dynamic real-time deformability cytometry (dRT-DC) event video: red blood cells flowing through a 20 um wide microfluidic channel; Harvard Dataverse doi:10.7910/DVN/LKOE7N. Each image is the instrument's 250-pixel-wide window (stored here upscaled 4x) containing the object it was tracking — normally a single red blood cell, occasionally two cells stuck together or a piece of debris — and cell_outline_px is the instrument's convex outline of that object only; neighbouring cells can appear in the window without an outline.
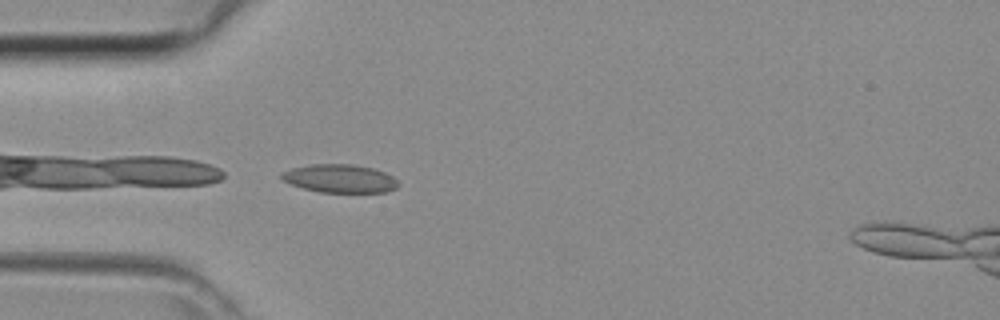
{"species": "common noctule bat (a hibernating species)", "species_latin": "Nyctalus noctula", "temperature_condition": "room temperature", "stored_images_in_passage": 24, "camera_frame_rate_fps": 3000, "um_per_image_px": 0.085, "animal": {"sex": "female", "body_mass_g": 29.2, "forearm_length_mm": 56.3}, "frame": {"image": 1, "passage_image": 1, "time_ms": 0.0, "image_size_px": [1000, 320], "cell_outline_px": [[400, 184], [396, 188], [388, 192], [320, 192], [304, 188], [292, 184], [284, 180], [280, 176], [280, 172], [292, 168], [308, 164], [352, 164], [372, 168], [384, 172], [392, 176]], "centroid_in_image_um": [28.89, 15.17], "position_along_channel_um": 56.1, "area_um2": 19.19}}
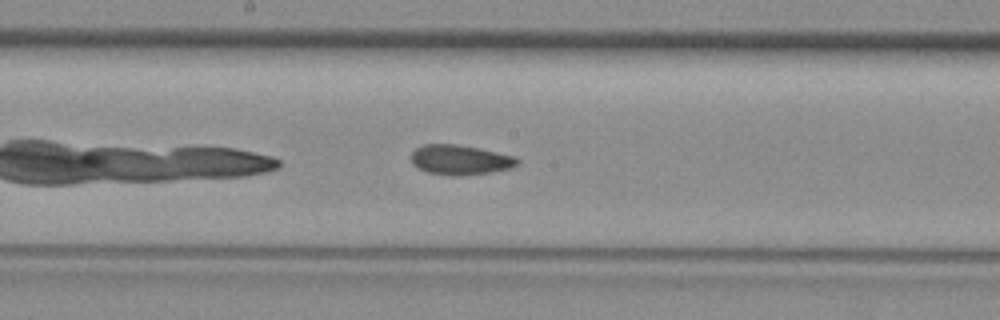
{"frame": {"image": 2, "passage_image": 11, "time_ms": 3.333, "image_size_px": [1000, 320], "cell_outline_px": [[520, 164], [512, 168], [492, 172], [456, 176], [452, 176], [428, 172], [412, 164], [412, 152], [416, 148], [424, 144], [456, 144], [516, 156], [520, 160]], "centroid_in_image_um": [39.15, 13.59], "position_along_channel_um": 209.0, "area_um2": 18.44}}
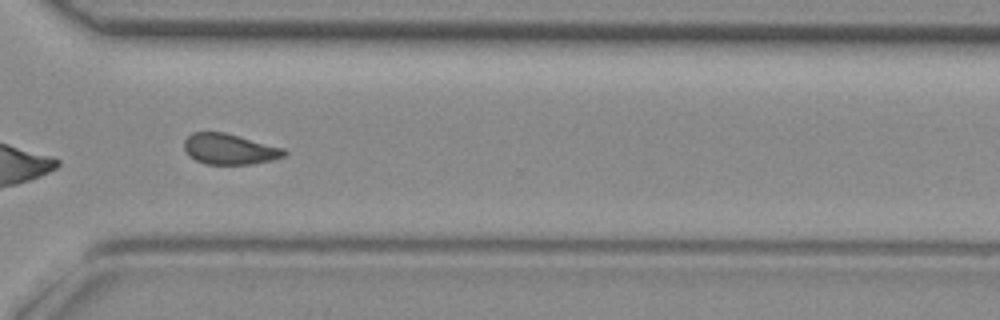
{"frame": {"image": 3, "passage_image": 20, "time_ms": 6.333, "image_size_px": [1000, 320], "cell_outline_px": [[288, 152], [284, 156], [272, 160], [252, 164], [208, 164], [196, 160], [188, 156], [184, 148], [184, 140], [192, 132], [224, 132], [284, 148]], "centroid_in_image_um": [19.5, 12.67], "position_along_channel_um": 351.1, "area_um2": 17.86}}